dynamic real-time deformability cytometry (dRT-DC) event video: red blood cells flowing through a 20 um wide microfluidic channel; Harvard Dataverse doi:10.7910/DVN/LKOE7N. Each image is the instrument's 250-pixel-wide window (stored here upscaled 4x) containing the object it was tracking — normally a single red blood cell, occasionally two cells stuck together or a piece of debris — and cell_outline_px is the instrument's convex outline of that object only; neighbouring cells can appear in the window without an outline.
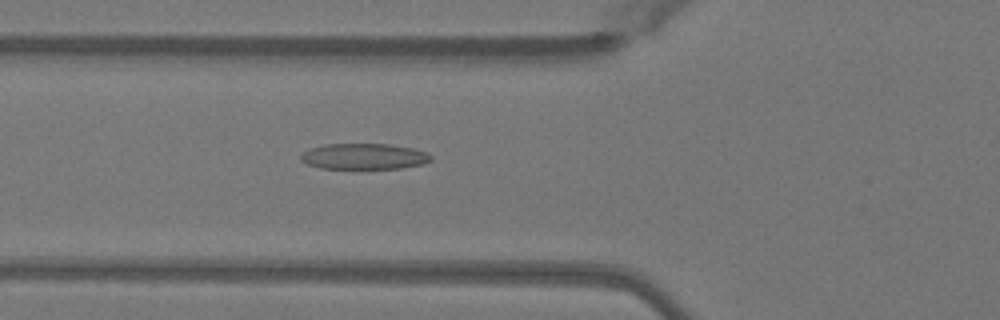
{"species": "Egyptian fruit bat (a non-hibernating species)", "species_latin": "Rousettus aegyptiacus", "temperature_condition": "warm", "stored_images_in_passage": 50, "camera_frame_rate_fps": 3000, "um_per_image_px": 0.085, "animal": {"sex": "female"}, "frame": {"image": 1, "passage_image": 19, "time_ms": 6.0, "image_size_px": [1000, 320], "cell_outline_px": [[432, 160], [424, 164], [400, 168], [320, 168], [308, 164], [300, 160], [300, 156], [308, 148], [324, 144], [388, 144], [412, 148], [428, 152], [432, 156]], "centroid_in_image_um": [30.95, 13.29], "position_along_channel_um": 94.8, "area_um2": 19.65}}
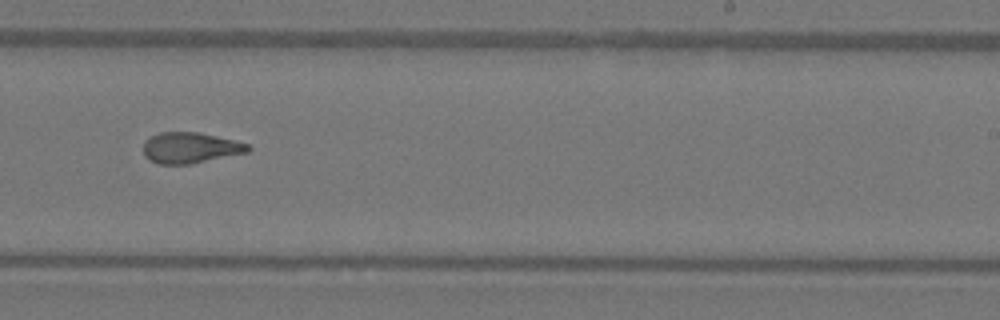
{"frame": {"image": 2, "passage_image": 32, "time_ms": 10.333, "image_size_px": [1000, 320], "cell_outline_px": [[252, 148], [248, 152], [188, 164], [156, 164], [148, 160], [144, 156], [144, 140], [160, 132], [200, 132], [236, 140], [248, 144]], "centroid_in_image_um": [16.16, 12.55], "position_along_channel_um": 272.8, "area_um2": 18.9}}
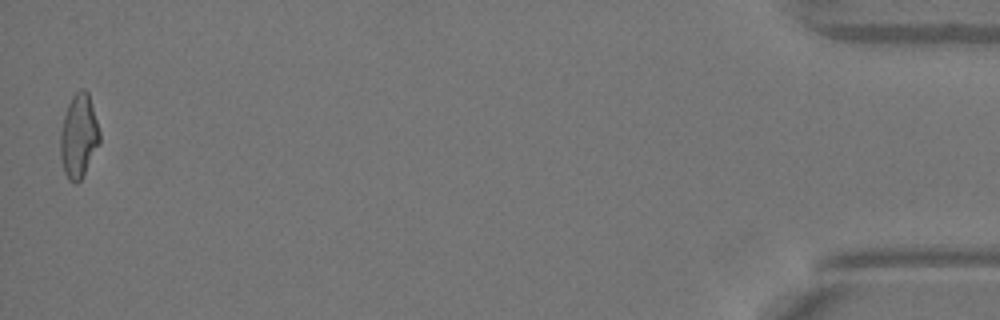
{"frame": {"image": 3, "passage_image": 50, "time_ms": 16.333, "image_size_px": [1000, 320], "cell_outline_px": [[100, 140], [80, 180], [76, 184], [72, 184], [68, 180], [64, 172], [60, 156], [60, 132], [64, 116], [68, 104], [72, 96], [80, 88], [84, 88], [88, 92], [100, 132]], "centroid_in_image_um": [6.67, 11.55], "position_along_channel_um": 428.5, "area_um2": 18.96}, "authors_computed_cell_mechanics": {"area_um2": 19.363, "velocity_mm_per_s": 4.102, "shape_relaxation_time_tau1_ms": 9.7055, "shape_relaxation_time_tau2_ms": 1.8729, "deformation_change_tau1": 0.2781, "deformation_change_tau2": 0.1034}}